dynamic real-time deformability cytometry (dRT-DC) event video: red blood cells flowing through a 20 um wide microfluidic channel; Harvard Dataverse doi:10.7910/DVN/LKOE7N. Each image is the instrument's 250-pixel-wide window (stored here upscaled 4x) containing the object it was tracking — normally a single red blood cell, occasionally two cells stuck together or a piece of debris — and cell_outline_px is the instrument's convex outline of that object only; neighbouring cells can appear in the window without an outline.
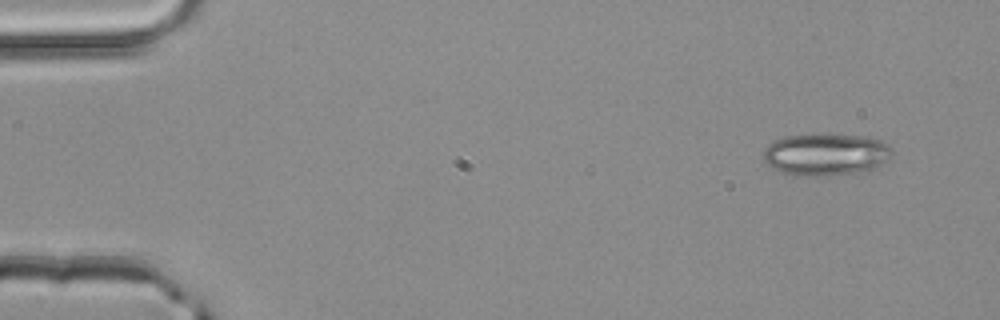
{"species": "common noctule bat (a hibernating species)", "species_latin": "Nyctalus noctula", "temperature_condition": "room temperature", "stored_images_in_passage": 3, "camera_frame_rate_fps": 3000, "um_per_image_px": 0.085, "animal": {"sex": "male", "body_mass_g": 20.4}, "frame": {"image": 1, "passage_image": 1, "time_ms": 0.0, "image_size_px": [1000, 320], "cell_outline_px": [[892, 152], [876, 168], [864, 172], [828, 176], [796, 176], [780, 172], [772, 168], [764, 160], [764, 148], [768, 144], [776, 140], [788, 136], [864, 136], [880, 140], [888, 144], [892, 148]], "centroid_in_image_um": [70.18, 13.17], "position_along_channel_um": 14.8, "area_um2": 31.15}}